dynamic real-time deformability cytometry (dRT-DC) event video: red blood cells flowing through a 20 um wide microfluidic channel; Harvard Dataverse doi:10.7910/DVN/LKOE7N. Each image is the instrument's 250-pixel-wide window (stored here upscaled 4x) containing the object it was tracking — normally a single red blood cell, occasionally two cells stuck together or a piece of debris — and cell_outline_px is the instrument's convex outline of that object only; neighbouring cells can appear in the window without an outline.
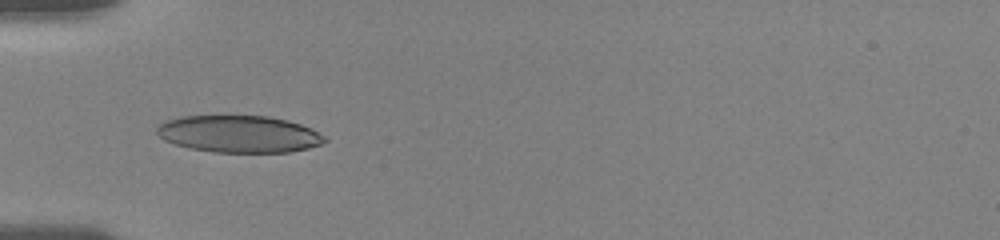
{"species": "human", "species_latin": "Homo sapiens", "temperature_condition": "room temperature", "stored_images_in_passage": 46, "camera_frame_rate_fps": 3000, "um_per_image_px": 0.085, "donor": {"sex": "female"}, "frame": {"image": 1, "passage_image": 1, "time_ms": 0.0, "image_size_px": [1000, 240], "cell_outline_px": [[328, 140], [320, 144], [308, 148], [292, 152], [212, 152], [188, 148], [164, 140], [156, 132], [156, 128], [164, 120], [180, 116], [268, 116], [288, 120], [300, 124], [328, 136]], "centroid_in_image_um": [20.32, 11.39], "position_along_channel_um": 64.7, "area_um2": 36.41}}
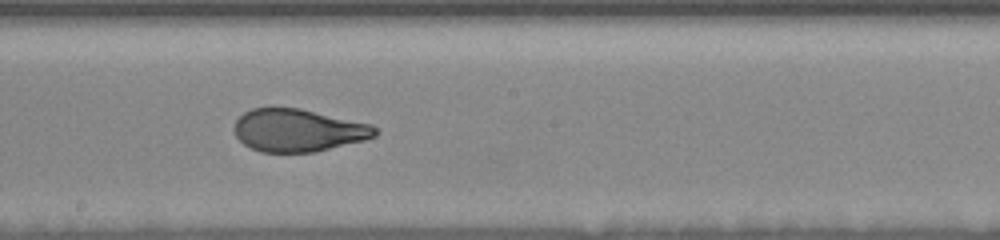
{"frame": {"image": 2, "passage_image": 21, "time_ms": 4.333, "image_size_px": [1000, 240], "cell_outline_px": [[380, 132], [376, 136], [364, 140], [312, 152], [260, 152], [244, 144], [236, 136], [236, 120], [244, 112], [252, 108], [300, 108], [372, 124]], "centroid_in_image_um": [25.37, 11.07], "position_along_channel_um": 222.8, "area_um2": 34.74}}
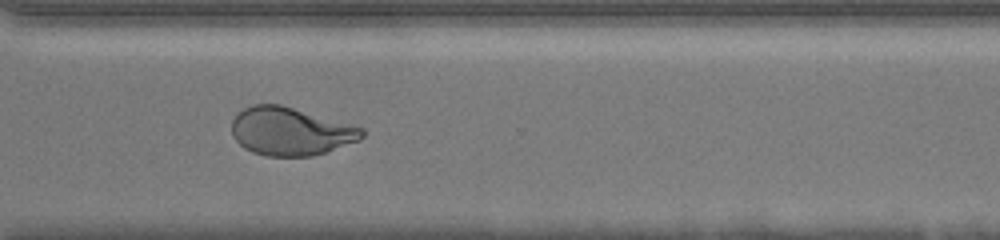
{"frame": {"image": 3, "passage_image": 45, "time_ms": 7.667, "image_size_px": [1000, 240], "cell_outline_px": [[364, 136], [360, 140], [312, 156], [268, 156], [252, 152], [244, 148], [232, 136], [232, 120], [244, 108], [252, 104], [280, 104], [364, 128]], "centroid_in_image_um": [24.68, 11.17], "position_along_channel_um": 345.9, "area_um2": 36.24}}